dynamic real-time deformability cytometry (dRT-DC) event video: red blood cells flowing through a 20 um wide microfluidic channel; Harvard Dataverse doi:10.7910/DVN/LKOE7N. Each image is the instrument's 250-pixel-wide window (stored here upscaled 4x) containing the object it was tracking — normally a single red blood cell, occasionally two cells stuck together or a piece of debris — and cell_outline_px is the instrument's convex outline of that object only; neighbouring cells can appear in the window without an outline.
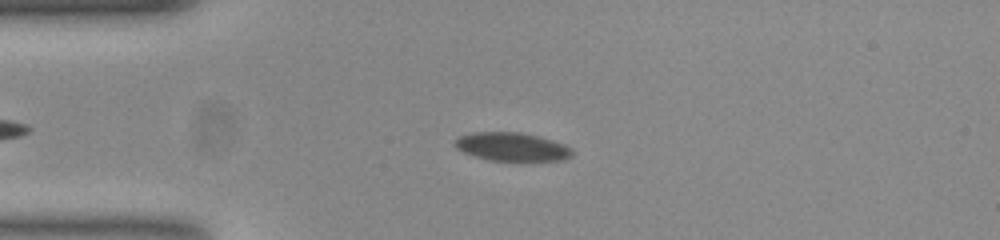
{"species": "common noctule bat (a hibernating species)", "species_latin": "Nyctalus noctula", "temperature_condition": "room temperature", "stored_images_in_passage": 54, "camera_frame_rate_fps": 3000, "um_per_image_px": 0.085, "animal": {"sex": "female", "body_mass_g": 23.0, "forearm_length_mm": 53.4}, "frame": {"image": 1, "passage_image": 11, "time_ms": 3.333, "image_size_px": [1000, 240], "cell_outline_px": [[572, 156], [564, 160], [492, 160], [476, 156], [464, 152], [456, 148], [456, 140], [460, 136], [472, 132], [520, 132], [552, 140], [564, 144], [572, 148]], "centroid_in_image_um": [43.54, 12.47], "position_along_channel_um": 41.5, "area_um2": 19.07}}
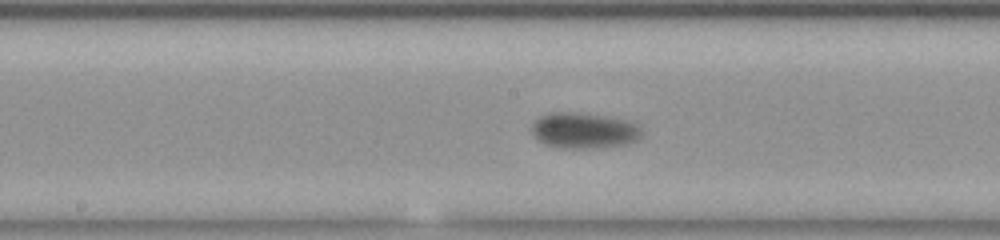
{"frame": {"image": 2, "passage_image": 26, "time_ms": 8.333, "image_size_px": [1000, 240], "cell_outline_px": [[640, 136], [624, 144], [588, 148], [572, 148], [548, 144], [540, 140], [532, 132], [532, 124], [540, 116], [548, 112], [576, 112], [608, 116], [628, 120], [640, 124]], "centroid_in_image_um": [49.64, 11.05], "position_along_channel_um": 198.6, "area_um2": 22.48}}
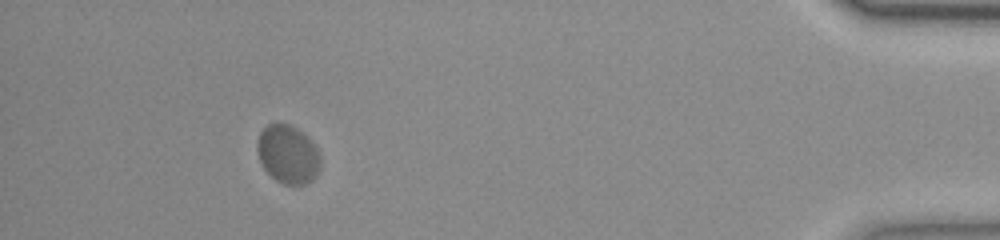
{"frame": {"image": 3, "passage_image": 49, "time_ms": 16.0, "image_size_px": [1000, 240], "cell_outline_px": [[320, 168], [304, 184], [284, 184], [276, 180], [264, 168], [260, 160], [256, 148], [256, 144], [260, 132], [268, 124], [276, 120], [292, 124], [304, 132], [308, 136], [316, 148], [320, 156]], "centroid_in_image_um": [24.44, 13.03], "position_along_channel_um": 410.8, "area_um2": 21.62}}